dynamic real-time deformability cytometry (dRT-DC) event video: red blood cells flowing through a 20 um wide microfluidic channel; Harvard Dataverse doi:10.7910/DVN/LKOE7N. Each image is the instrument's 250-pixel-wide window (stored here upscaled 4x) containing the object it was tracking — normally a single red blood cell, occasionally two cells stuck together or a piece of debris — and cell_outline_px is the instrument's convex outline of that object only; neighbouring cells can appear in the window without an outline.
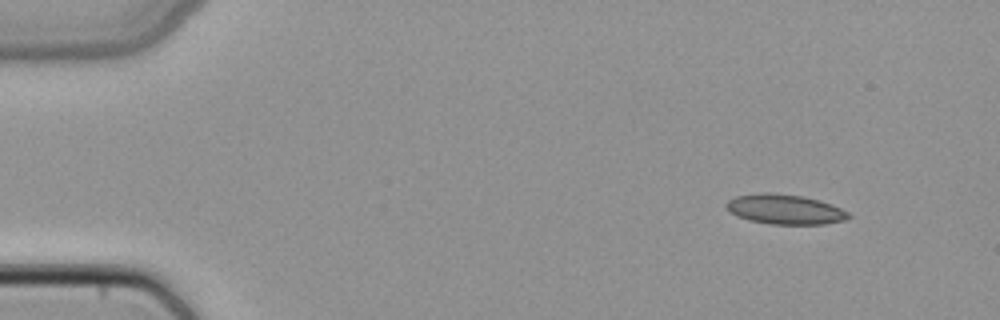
{"species": "common noctule bat (a hibernating species)", "species_latin": "Nyctalus noctula", "temperature_condition": "cold", "stored_images_in_passage": 5, "camera_frame_rate_fps": 3000, "um_per_image_px": 0.085, "animal": {"sex": "female", "body_mass_g": 22.7, "forearm_length_mm": 54.2}, "frame": {"image": 1, "passage_image": 1, "time_ms": 0.0, "image_size_px": [1000, 320], "cell_outline_px": [[852, 216], [844, 220], [824, 224], [772, 224], [748, 220], [736, 216], [724, 208], [724, 204], [728, 200], [736, 196], [764, 192], [768, 192], [804, 196], [820, 200], [832, 204], [848, 212]], "centroid_in_image_um": [66.69, 17.79], "position_along_channel_um": 18.3, "area_um2": 21.44}}
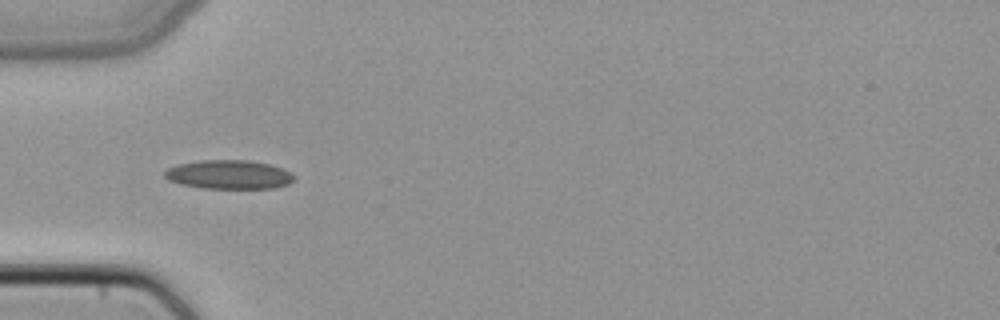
{"frame": {"image": 2, "passage_image": 4, "time_ms": 1.0, "image_size_px": [1000, 320], "cell_outline_px": [[296, 176], [288, 184], [276, 188], [200, 188], [180, 184], [168, 180], [164, 176], [164, 172], [168, 168], [176, 164], [200, 160], [248, 160], [268, 164], [280, 168]], "centroid_in_image_um": [19.41, 14.84], "position_along_channel_um": 65.6, "area_um2": 21.79}}
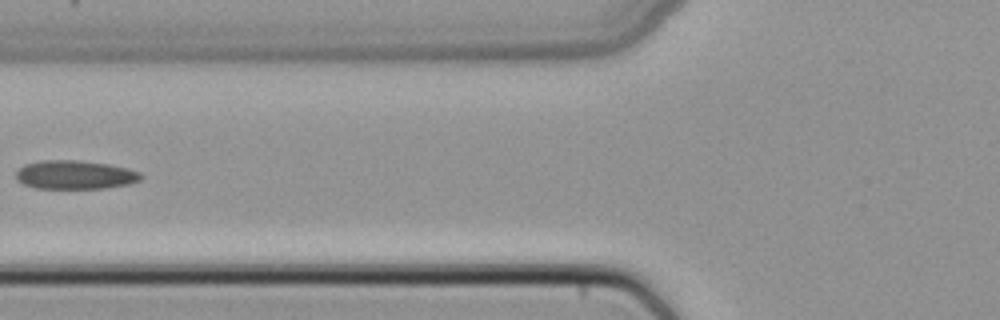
{"frame": {"image": 3, "passage_image": 5, "time_ms": 1.333, "image_size_px": [1000, 320], "cell_outline_px": [[144, 176], [140, 180], [128, 184], [104, 188], [36, 188], [24, 184], [16, 180], [16, 172], [24, 164], [40, 160], [76, 160], [108, 164], [128, 168], [140, 172]], "centroid_in_image_um": [6.37, 14.85], "position_along_channel_um": 119.4, "area_um2": 20.92}}